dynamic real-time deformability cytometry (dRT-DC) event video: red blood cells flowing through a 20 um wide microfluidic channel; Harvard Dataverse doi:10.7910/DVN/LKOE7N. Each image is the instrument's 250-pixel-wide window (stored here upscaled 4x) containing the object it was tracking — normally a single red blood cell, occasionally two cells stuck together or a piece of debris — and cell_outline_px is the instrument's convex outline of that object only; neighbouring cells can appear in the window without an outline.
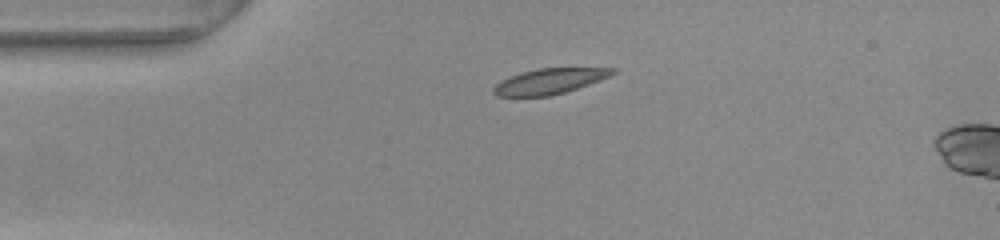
{"species": "common noctule bat (a hibernating species)", "species_latin": "Nyctalus noctula", "temperature_condition": "warm", "stored_images_in_passage": 5, "camera_frame_rate_fps": 3000, "um_per_image_px": 0.085, "animal": {"sex": "female", "body_mass_g": 22.0, "forearm_length_mm": 56.7}, "frame": {"image": 1, "passage_image": 1, "time_ms": 0.0, "image_size_px": [1000, 240], "cell_outline_px": [[616, 72], [600, 80], [564, 92], [548, 96], [496, 96], [492, 92], [492, 88], [500, 80], [524, 72], [540, 68], [616, 68]], "centroid_in_image_um": [46.67, 6.91], "position_along_channel_um": 38.3, "area_um2": 17.34}}